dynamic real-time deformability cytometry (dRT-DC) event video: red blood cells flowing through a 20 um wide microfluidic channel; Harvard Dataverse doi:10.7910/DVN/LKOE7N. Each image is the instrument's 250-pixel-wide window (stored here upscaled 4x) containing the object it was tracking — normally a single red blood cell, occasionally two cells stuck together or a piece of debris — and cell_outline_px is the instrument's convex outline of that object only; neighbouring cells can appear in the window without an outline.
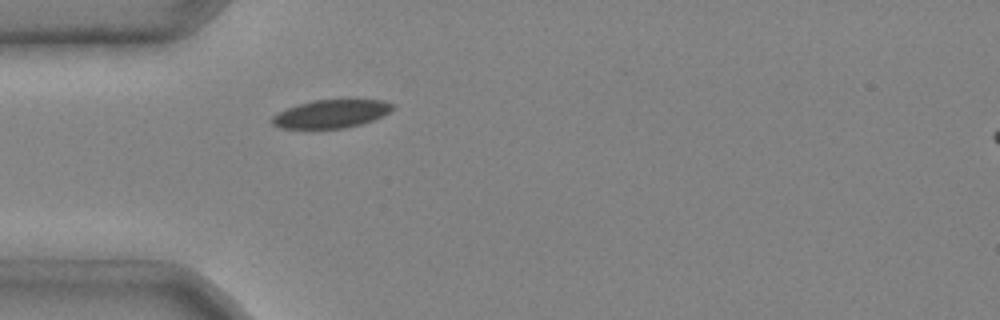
{"species": "common noctule bat (a hibernating species)", "species_latin": "Nyctalus noctula", "temperature_condition": "cold", "stored_images_in_passage": 2, "segment_of_instrument_passage": [1, 2], "camera_frame_rate_fps": 3000, "um_per_image_px": 0.085, "animal": {"sex": "male", "body_mass_g": 20.4}, "frame": {"image": 1, "passage_image": 1, "time_ms": 0.0, "image_size_px": [1000, 320], "cell_outline_px": [[396, 108], [372, 120], [360, 124], [344, 128], [312, 132], [280, 128], [272, 124], [268, 120], [272, 116], [288, 108], [300, 104], [316, 100], [384, 100], [396, 104]], "centroid_in_image_um": [28.08, 9.73], "position_along_channel_um": 56.9, "area_um2": 20.52}}